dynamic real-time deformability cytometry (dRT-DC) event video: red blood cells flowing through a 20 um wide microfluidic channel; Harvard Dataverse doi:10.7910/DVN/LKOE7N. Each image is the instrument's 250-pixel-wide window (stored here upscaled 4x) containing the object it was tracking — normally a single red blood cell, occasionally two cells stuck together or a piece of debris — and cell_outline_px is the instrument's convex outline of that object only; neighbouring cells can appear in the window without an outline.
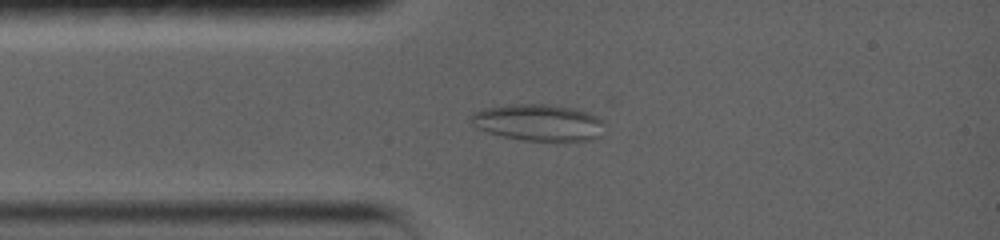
{"species": "common noctule bat (a hibernating species)", "species_latin": "Nyctalus noctula", "temperature_condition": "warm", "stored_images_in_passage": 64, "camera_frame_rate_fps": 5000, "um_per_image_px": 0.085, "animal": {"sex": "female", "body_mass_g": 19.0, "forearm_length_mm": 56.7}, "frame": {"image": 1, "passage_image": 8, "time_ms": 2.4, "image_size_px": [1000, 240], "cell_outline_px": [[604, 124], [600, 136], [588, 140], [524, 140], [504, 136], [488, 132], [476, 128], [472, 120], [472, 116], [476, 112], [484, 108], [512, 104], [544, 104], [576, 108], [596, 116], [604, 120]], "centroid_in_image_um": [45.8, 10.4], "position_along_channel_um": 39.2, "area_um2": 28.09}}
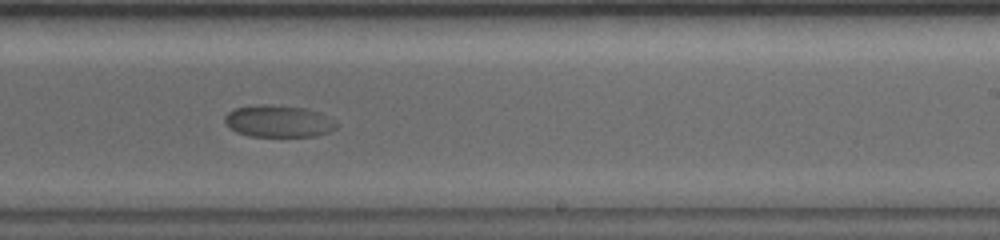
{"frame": {"image": 2, "passage_image": 31, "time_ms": 9.0, "image_size_px": [1000, 240], "cell_outline_px": [[340, 124], [336, 128], [328, 132], [316, 136], [248, 136], [236, 132], [228, 128], [224, 120], [224, 116], [232, 108], [260, 104], [272, 104], [304, 108], [320, 112], [336, 120]], "centroid_in_image_um": [23.67, 10.29], "position_along_channel_um": 265.3, "area_um2": 21.21}}
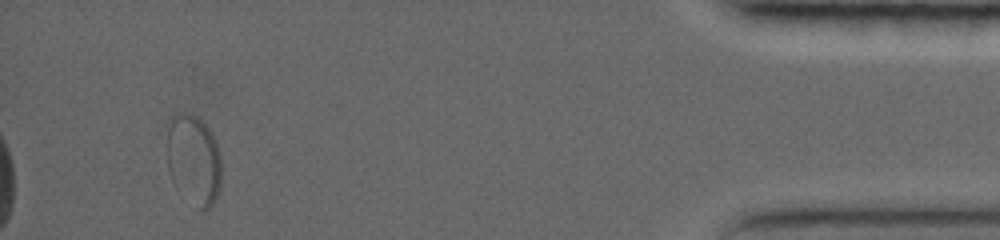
{"frame": {"image": 3, "passage_image": 57, "time_ms": 15.8, "image_size_px": [1000, 240], "cell_outline_px": [[220, 188], [216, 200], [204, 212], [172, 180], [168, 168], [164, 124], [172, 116], [180, 112], [184, 112], [196, 116], [212, 132], [216, 140], [220, 152]], "centroid_in_image_um": [16.43, 13.47], "position_along_channel_um": 418.8, "area_um2": 28.9}}